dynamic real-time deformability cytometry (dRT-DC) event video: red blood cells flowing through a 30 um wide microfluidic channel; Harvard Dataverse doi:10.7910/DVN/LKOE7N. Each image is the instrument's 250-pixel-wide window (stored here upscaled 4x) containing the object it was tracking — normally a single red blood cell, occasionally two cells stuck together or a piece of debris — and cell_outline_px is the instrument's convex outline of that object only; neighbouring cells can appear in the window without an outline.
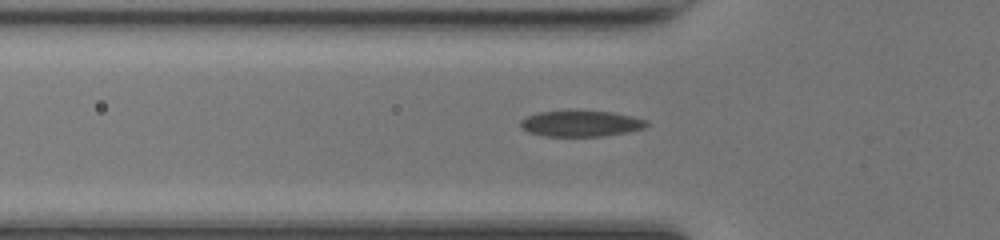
{"species": "common noctule bat (a hibernating species)", "species_latin": "Nyctalus noctula", "temperature_condition": "room temperature", "stored_images_in_passage": 32, "camera_frame_rate_fps": 3000, "um_per_image_px": 0.085, "animal": {"sex": "female", "body_mass_g": 17.0, "forearm_length_mm": 48.0}, "frame": {"image": 1, "passage_image": 6, "time_ms": 1.667, "image_size_px": [1000, 240], "cell_outline_px": [[648, 124], [644, 128], [628, 132], [604, 136], [544, 136], [528, 132], [520, 128], [520, 120], [536, 112], [612, 112], [632, 116], [648, 120]], "centroid_in_image_um": [49.38, 10.52], "position_along_channel_um": 76.4, "area_um2": 18.84}}
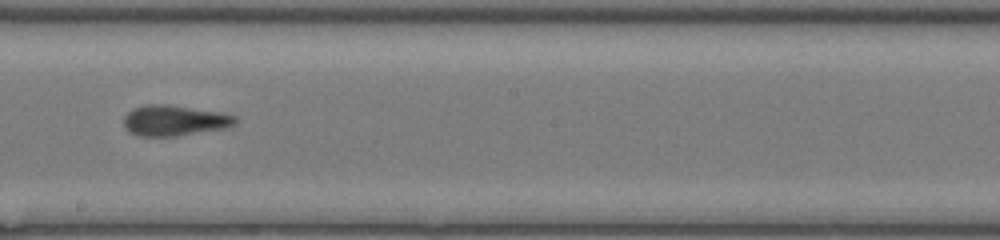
{"frame": {"image": 2, "passage_image": 17, "time_ms": 5.333, "image_size_px": [1000, 240], "cell_outline_px": [[236, 124], [224, 128], [176, 136], [140, 136], [128, 132], [124, 128], [124, 116], [132, 108], [148, 104], [164, 104], [224, 112], [236, 116]], "centroid_in_image_um": [14.81, 10.24], "position_along_channel_um": 233.4, "area_um2": 20.0}}
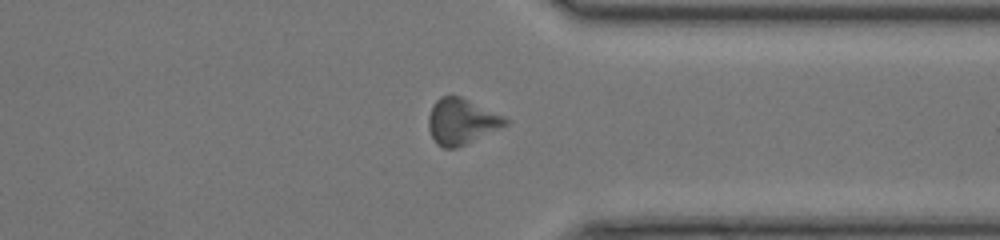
{"frame": {"image": 3, "passage_image": 27, "time_ms": 8.667, "image_size_px": [1000, 240], "cell_outline_px": [[508, 124], [500, 128], [456, 148], [444, 148], [436, 144], [428, 128], [428, 116], [432, 104], [440, 96], [460, 96], [504, 116], [508, 120]], "centroid_in_image_um": [39.19, 10.32], "position_along_channel_um": 372.2, "area_um2": 20.35}, "authors_computed_cell_mechanics": {"area_um2": 19.5075, "velocity_mm_per_s": 4.2683, "shape_relaxation_time_tau1_ms": 4.8524, "shape_relaxation_time_tau2_ms": 2.5895, "deformation_change_tau1": 0.1487, "deformation_change_tau2": 0.1174}}